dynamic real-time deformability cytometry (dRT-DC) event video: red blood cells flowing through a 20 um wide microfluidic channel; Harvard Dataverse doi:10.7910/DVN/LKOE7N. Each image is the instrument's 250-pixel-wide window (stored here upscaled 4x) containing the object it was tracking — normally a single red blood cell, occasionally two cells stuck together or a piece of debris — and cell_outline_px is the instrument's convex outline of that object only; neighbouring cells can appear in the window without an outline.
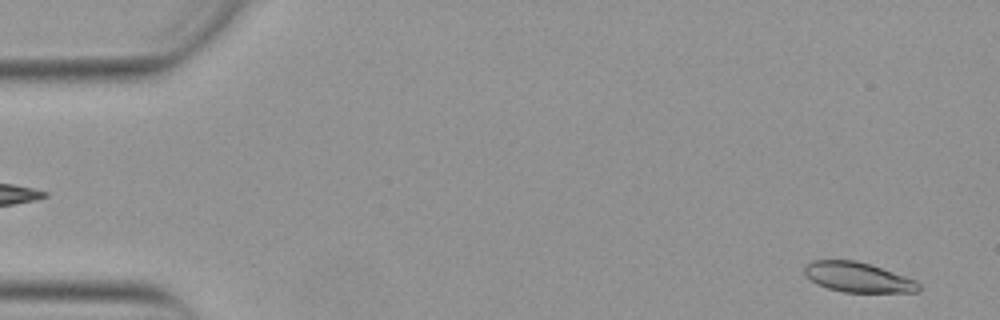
{"species": "Egyptian fruit bat (a non-hibernating species)", "species_latin": "Rousettus aegyptiacus", "temperature_condition": "warm", "stored_images_in_passage": 52, "camera_frame_rate_fps": 3000, "um_per_image_px": 0.085, "animal": {"sex": "female"}, "frame": {"image": 1, "passage_image": 2, "time_ms": 0.333, "image_size_px": [1000, 320], "cell_outline_px": [[920, 288], [916, 292], [844, 292], [828, 288], [816, 284], [804, 276], [804, 264], [812, 260], [856, 260], [916, 280], [920, 284]], "centroid_in_image_um": [72.85, 23.56], "position_along_channel_um": 12.1, "area_um2": 19.88}}
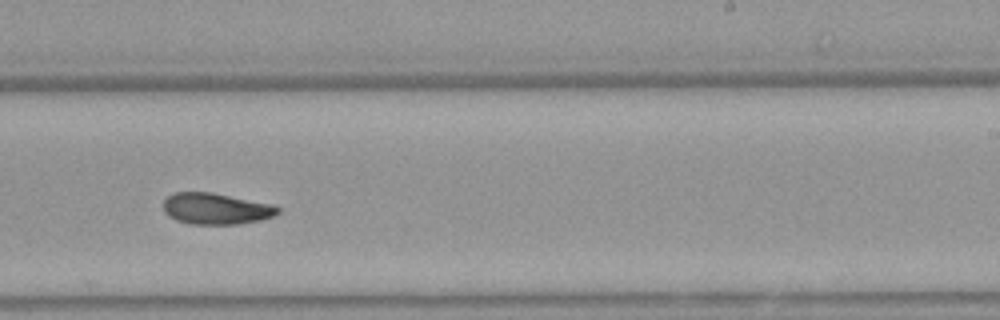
{"frame": {"image": 2, "passage_image": 32, "time_ms": 10.333, "image_size_px": [1000, 320], "cell_outline_px": [[280, 212], [272, 216], [260, 220], [236, 224], [192, 224], [176, 220], [168, 216], [164, 212], [164, 200], [172, 192], [212, 192], [272, 204], [280, 208]], "centroid_in_image_um": [18.34, 17.73], "position_along_channel_um": 270.7, "area_um2": 20.87}}
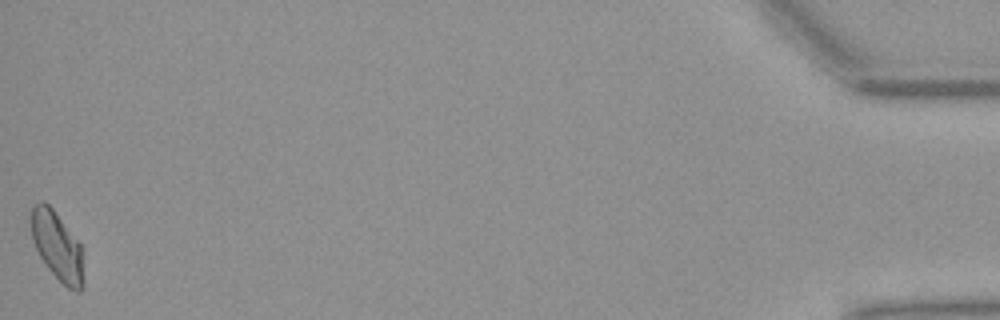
{"frame": {"image": 3, "passage_image": 52, "time_ms": 17.0, "image_size_px": [1000, 320], "cell_outline_px": [[84, 284], [80, 292], [76, 292], [68, 288], [48, 268], [40, 256], [32, 240], [32, 204], [40, 200], [44, 200], [52, 208], [80, 244], [84, 280]], "centroid_in_image_um": [4.86, 20.92], "position_along_channel_um": 430.3, "area_um2": 20.63}, "authors_computed_cell_mechanics": {"area_um2": 20.9525, "velocity_mm_per_s": 3.8756, "shape_relaxation_time_tau1_ms": null, "shape_relaxation_time_tau2_ms": 6.0924, "deformation_change_tau1": null, "deformation_change_tau2": 0.1229}}